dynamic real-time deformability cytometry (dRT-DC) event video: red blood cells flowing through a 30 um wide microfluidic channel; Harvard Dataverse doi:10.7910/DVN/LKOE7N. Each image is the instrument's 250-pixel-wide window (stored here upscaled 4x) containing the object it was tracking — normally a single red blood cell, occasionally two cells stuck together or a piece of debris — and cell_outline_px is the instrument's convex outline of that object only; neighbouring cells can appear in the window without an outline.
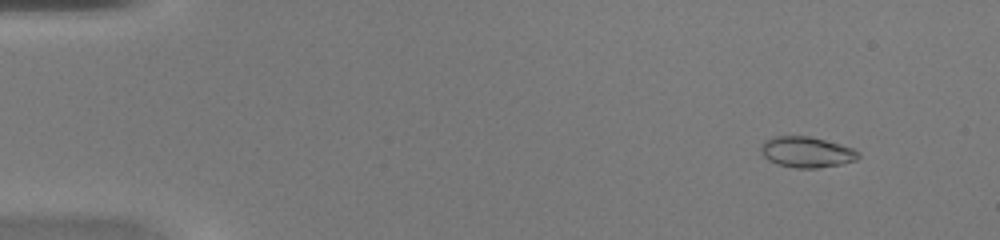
{"species": "common noctule bat (a hibernating species)", "species_latin": "Nyctalus noctula", "temperature_condition": "warm", "stored_images_in_passage": 50, "camera_frame_rate_fps": 3000, "um_per_image_px": 0.085, "animal": {"sex": "female", "body_mass_g": 20.0, "forearm_length_mm": 54.0}, "frame": {"image": 1, "passage_image": 5, "time_ms": 1.333, "image_size_px": [1000, 240], "cell_outline_px": [[860, 156], [856, 160], [840, 164], [816, 168], [796, 168], [776, 164], [768, 160], [760, 152], [760, 148], [764, 140], [772, 136], [808, 136], [840, 144], [852, 148], [860, 152]], "centroid_in_image_um": [68.53, 12.92], "position_along_channel_um": 16.5, "area_um2": 17.51}}
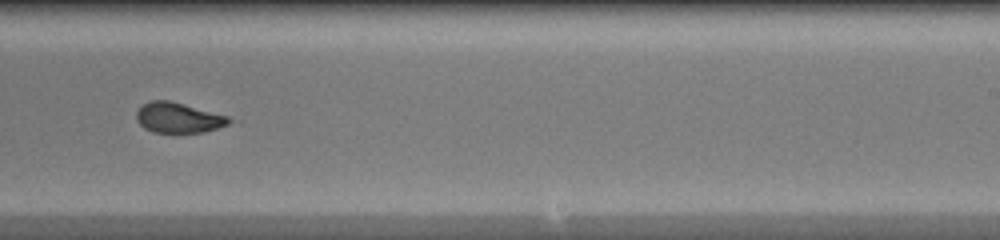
{"frame": {"image": 2, "passage_image": 32, "time_ms": 10.333, "image_size_px": [1000, 240], "cell_outline_px": [[240, 120], [204, 132], [152, 132], [144, 128], [136, 120], [136, 112], [144, 104], [152, 100], [168, 100], [228, 116]], "centroid_in_image_um": [15.2, 10.01], "position_along_channel_um": 273.8, "area_um2": 16.3}}
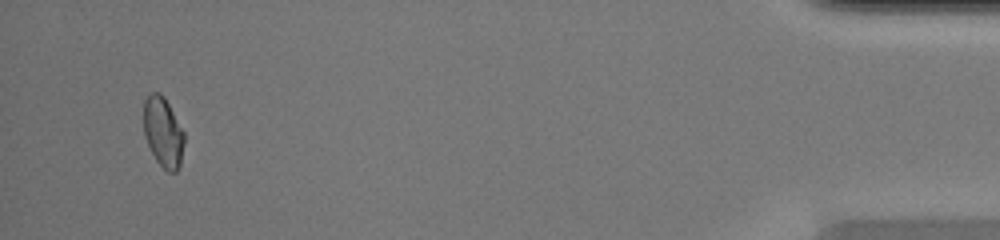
{"frame": {"image": 3, "passage_image": 48, "time_ms": 15.667, "image_size_px": [1000, 240], "cell_outline_px": [[184, 144], [180, 164], [176, 172], [168, 172], [156, 160], [144, 136], [144, 100], [152, 92], [160, 92], [164, 96], [184, 132]], "centroid_in_image_um": [13.87, 11.22], "position_along_channel_um": 421.3, "area_um2": 16.42}}